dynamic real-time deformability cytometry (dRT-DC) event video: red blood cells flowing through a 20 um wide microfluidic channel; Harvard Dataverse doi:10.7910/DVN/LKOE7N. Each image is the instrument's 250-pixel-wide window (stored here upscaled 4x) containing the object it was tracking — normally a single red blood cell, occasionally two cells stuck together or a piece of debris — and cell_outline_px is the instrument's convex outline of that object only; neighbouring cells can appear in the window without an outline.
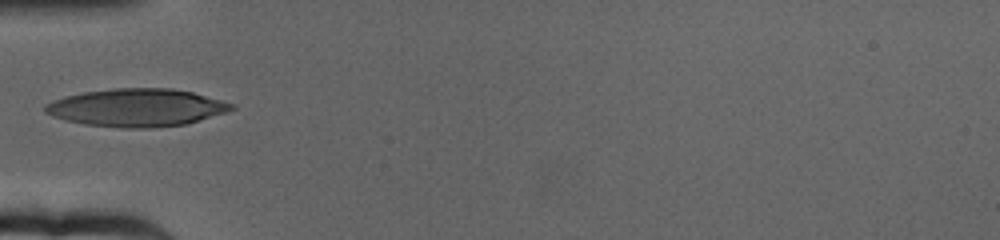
{"species": "human", "species_latin": "Homo sapiens", "temperature_condition": "cold", "stored_images_in_passage": 43, "camera_frame_rate_fps": 3000, "um_per_image_px": 0.085, "donor": {"sex": "female"}, "frame": {"image": 1, "passage_image": 1, "time_ms": 0.0, "image_size_px": [1000, 240], "cell_outline_px": [[236, 108], [228, 112], [184, 124], [152, 128], [120, 128], [84, 124], [64, 120], [52, 116], [44, 112], [44, 104], [52, 100], [64, 96], [84, 92], [116, 88], [172, 88], [192, 92], [236, 104]], "centroid_in_image_um": [11.6, 9.15], "position_along_channel_um": 73.4, "area_um2": 41.27}}
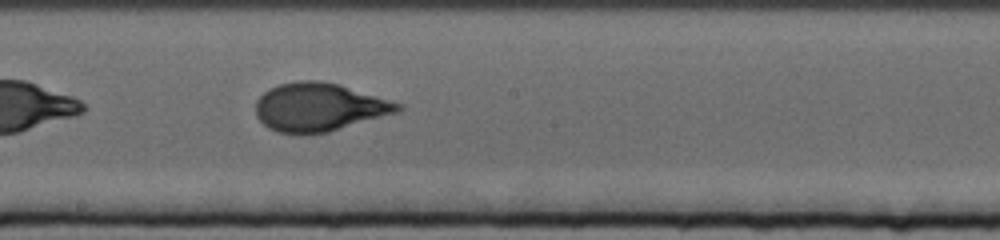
{"frame": {"image": 2, "passage_image": 15, "time_ms": 4.667, "image_size_px": [1000, 240], "cell_outline_px": [[404, 108], [400, 112], [328, 132], [276, 132], [268, 128], [256, 116], [256, 100], [268, 88], [280, 84], [296, 80], [320, 80], [340, 84], [404, 104]], "centroid_in_image_um": [27.17, 9.08], "position_along_channel_um": 221.0, "area_um2": 40.06}}
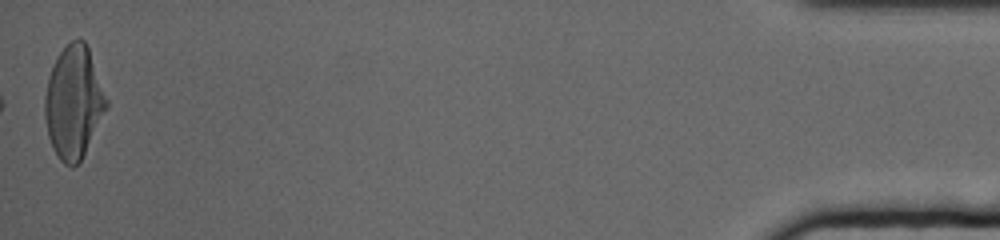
{"frame": {"image": 3, "passage_image": 43, "time_ms": 14.0, "image_size_px": [1000, 240], "cell_outline_px": [[108, 108], [80, 160], [72, 168], [64, 164], [60, 160], [52, 148], [48, 136], [44, 116], [44, 96], [48, 76], [56, 56], [72, 40], [84, 40], [88, 48], [108, 100]], "centroid_in_image_um": [6.24, 8.71], "position_along_channel_um": 429.0, "area_um2": 40.23}}